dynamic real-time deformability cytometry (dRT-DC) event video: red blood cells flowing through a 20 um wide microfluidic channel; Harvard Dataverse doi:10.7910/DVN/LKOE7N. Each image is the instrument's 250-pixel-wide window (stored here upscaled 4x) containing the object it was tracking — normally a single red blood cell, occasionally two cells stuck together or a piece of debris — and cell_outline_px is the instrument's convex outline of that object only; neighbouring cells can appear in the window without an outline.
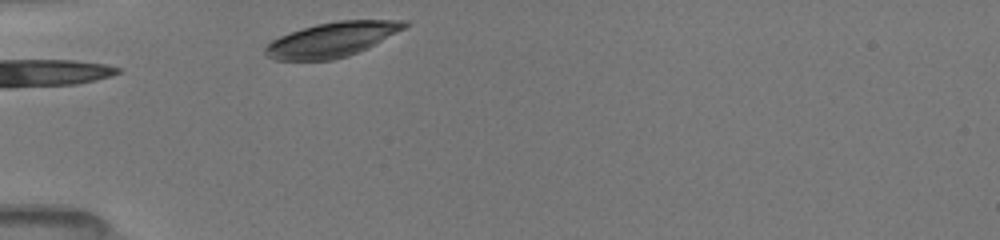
{"species": "common noctule bat (a hibernating species)", "species_latin": "Nyctalus noctula", "temperature_condition": "room temperature", "stored_images_in_passage": 23, "camera_frame_rate_fps": 3000, "um_per_image_px": 0.085, "animal": {"sex": "female", "body_mass_g": 19.5, "forearm_length_mm": 54.1}, "frame": {"image": 1, "passage_image": 1, "time_ms": 0.0, "image_size_px": [1000, 240], "cell_outline_px": [[412, 24], [376, 44], [368, 48], [348, 56], [332, 60], [272, 60], [264, 52], [264, 48], [272, 40], [280, 36], [316, 24], [336, 20], [408, 20]], "centroid_in_image_um": [28.26, 3.36], "position_along_channel_um": 56.7, "area_um2": 28.21}}